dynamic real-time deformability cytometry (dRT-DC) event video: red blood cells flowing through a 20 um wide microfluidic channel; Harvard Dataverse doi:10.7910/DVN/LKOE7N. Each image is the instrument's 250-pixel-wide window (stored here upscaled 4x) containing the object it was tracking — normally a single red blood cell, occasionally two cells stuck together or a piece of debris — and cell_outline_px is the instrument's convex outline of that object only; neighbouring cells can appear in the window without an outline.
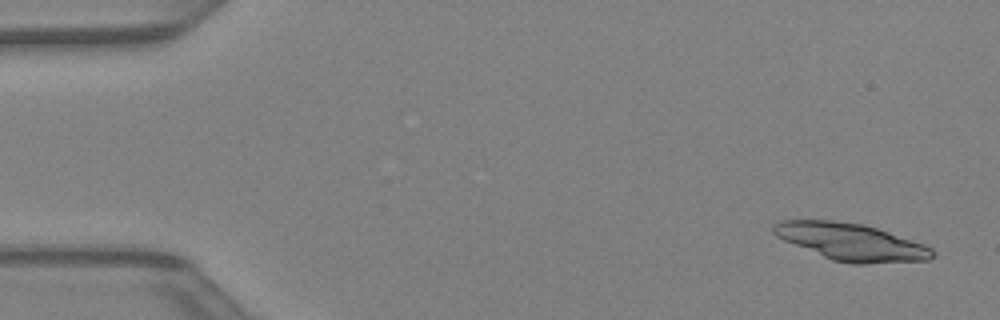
{"species": "Egyptian fruit bat (a non-hibernating species)", "species_latin": "Rousettus aegyptiacus", "temperature_condition": "warm", "stored_images_in_passage": 13, "camera_frame_rate_fps": 3000, "um_per_image_px": 0.085, "animal": {"sex": "female"}, "frame": {"image": 1, "passage_image": 2, "time_ms": 0.333, "image_size_px": [1000, 320], "cell_outline_px": [[936, 256], [928, 260], [864, 264], [852, 264], [832, 260], [784, 240], [776, 236], [772, 232], [772, 224], [780, 220], [828, 220], [860, 224], [876, 228], [924, 244], [932, 248], [936, 252]], "centroid_in_image_um": [72.35, 20.57], "position_along_channel_um": 12.7, "area_um2": 34.16}}